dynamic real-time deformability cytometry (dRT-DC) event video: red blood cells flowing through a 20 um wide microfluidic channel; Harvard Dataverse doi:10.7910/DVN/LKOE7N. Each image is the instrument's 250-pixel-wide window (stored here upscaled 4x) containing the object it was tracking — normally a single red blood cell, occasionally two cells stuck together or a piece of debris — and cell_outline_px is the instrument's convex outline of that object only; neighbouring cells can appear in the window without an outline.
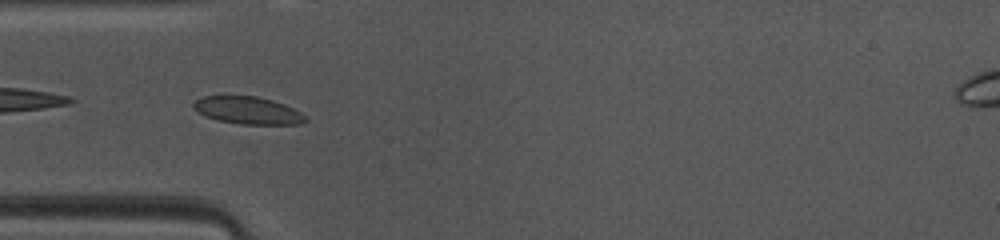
{"species": "common noctule bat (a hibernating species)", "species_latin": "Nyctalus noctula", "temperature_condition": "warm", "stored_images_in_passage": 45, "camera_frame_rate_fps": 3000, "um_per_image_px": 0.085, "animal": {"sex": "female", "body_mass_g": 10.0, "forearm_length_mm": 53.1}, "frame": {"image": 1, "passage_image": 11, "time_ms": 3.333, "image_size_px": [1000, 240], "cell_outline_px": [[308, 120], [300, 124], [240, 124], [220, 120], [204, 116], [192, 104], [196, 100], [204, 96], [256, 96], [272, 100], [284, 104], [300, 112]], "centroid_in_image_um": [21.09, 9.38], "position_along_channel_um": 63.9, "area_um2": 17.57}}
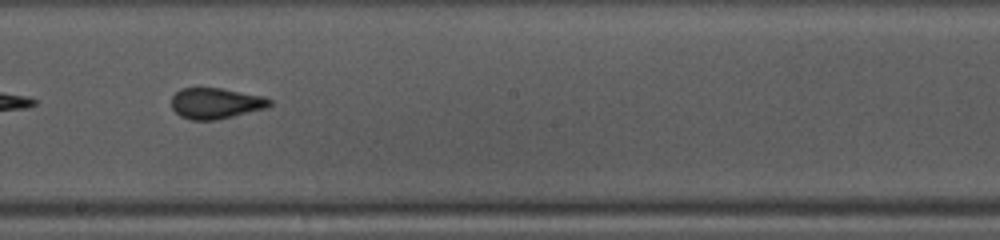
{"frame": {"image": 2, "passage_image": 23, "time_ms": 7.333, "image_size_px": [1000, 240], "cell_outline_px": [[272, 104], [268, 108], [216, 120], [192, 120], [180, 116], [172, 108], [172, 96], [180, 88], [220, 88], [260, 96], [272, 100]], "centroid_in_image_um": [18.33, 8.79], "position_along_channel_um": 229.9, "area_um2": 17.57}}
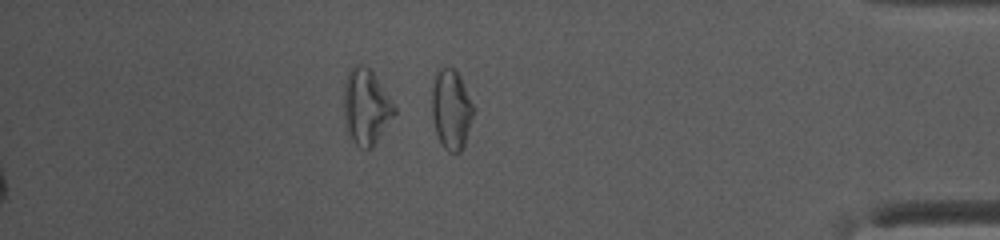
{"frame": {"image": 3, "passage_image": 38, "time_ms": 12.333, "image_size_px": [1000, 240], "cell_outline_px": [[476, 108], [464, 144], [460, 152], [448, 152], [444, 148], [436, 132], [432, 116], [432, 88], [436, 72], [444, 64], [452, 68], [460, 76]], "centroid_in_image_um": [38.37, 9.26], "position_along_channel_um": 396.8, "area_um2": 19.54}, "authors_computed_cell_mechanics": {"area_um2": 17.918, "velocity_mm_per_s": 4.1116, "shape_relaxation_time_tau1_ms": 5.7892, "shape_relaxation_time_tau2_ms": 1.0303, "deformation_change_tau1": 0.1207, "deformation_change_tau2": 0.0667}}